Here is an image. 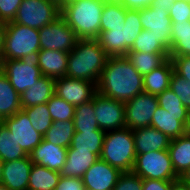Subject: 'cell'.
<instances>
[{
	"mask_svg": "<svg viewBox=\"0 0 190 190\" xmlns=\"http://www.w3.org/2000/svg\"><path fill=\"white\" fill-rule=\"evenodd\" d=\"M97 92L121 102H127L144 91L143 76L126 56H109Z\"/></svg>",
	"mask_w": 190,
	"mask_h": 190,
	"instance_id": "1",
	"label": "cell"
},
{
	"mask_svg": "<svg viewBox=\"0 0 190 190\" xmlns=\"http://www.w3.org/2000/svg\"><path fill=\"white\" fill-rule=\"evenodd\" d=\"M109 55L97 39H78L68 53L66 76L82 79L97 85Z\"/></svg>",
	"mask_w": 190,
	"mask_h": 190,
	"instance_id": "2",
	"label": "cell"
},
{
	"mask_svg": "<svg viewBox=\"0 0 190 190\" xmlns=\"http://www.w3.org/2000/svg\"><path fill=\"white\" fill-rule=\"evenodd\" d=\"M105 0H76L61 8V16L78 39H96Z\"/></svg>",
	"mask_w": 190,
	"mask_h": 190,
	"instance_id": "3",
	"label": "cell"
},
{
	"mask_svg": "<svg viewBox=\"0 0 190 190\" xmlns=\"http://www.w3.org/2000/svg\"><path fill=\"white\" fill-rule=\"evenodd\" d=\"M100 159L122 172H132L136 159L132 130L125 127L106 132Z\"/></svg>",
	"mask_w": 190,
	"mask_h": 190,
	"instance_id": "4",
	"label": "cell"
},
{
	"mask_svg": "<svg viewBox=\"0 0 190 190\" xmlns=\"http://www.w3.org/2000/svg\"><path fill=\"white\" fill-rule=\"evenodd\" d=\"M142 30L140 9H126L125 25L100 32L96 39L109 56H126Z\"/></svg>",
	"mask_w": 190,
	"mask_h": 190,
	"instance_id": "5",
	"label": "cell"
},
{
	"mask_svg": "<svg viewBox=\"0 0 190 190\" xmlns=\"http://www.w3.org/2000/svg\"><path fill=\"white\" fill-rule=\"evenodd\" d=\"M40 49L38 29L17 24L13 21L6 23L0 59L19 60L31 52L39 51Z\"/></svg>",
	"mask_w": 190,
	"mask_h": 190,
	"instance_id": "6",
	"label": "cell"
},
{
	"mask_svg": "<svg viewBox=\"0 0 190 190\" xmlns=\"http://www.w3.org/2000/svg\"><path fill=\"white\" fill-rule=\"evenodd\" d=\"M38 62V51H34L19 60L0 59V70L8 77L10 84L21 96L43 76Z\"/></svg>",
	"mask_w": 190,
	"mask_h": 190,
	"instance_id": "7",
	"label": "cell"
},
{
	"mask_svg": "<svg viewBox=\"0 0 190 190\" xmlns=\"http://www.w3.org/2000/svg\"><path fill=\"white\" fill-rule=\"evenodd\" d=\"M132 172L142 179L173 181L180 178L175 173L168 150L136 154Z\"/></svg>",
	"mask_w": 190,
	"mask_h": 190,
	"instance_id": "8",
	"label": "cell"
},
{
	"mask_svg": "<svg viewBox=\"0 0 190 190\" xmlns=\"http://www.w3.org/2000/svg\"><path fill=\"white\" fill-rule=\"evenodd\" d=\"M60 16L61 8L52 0H22L13 22L41 29Z\"/></svg>",
	"mask_w": 190,
	"mask_h": 190,
	"instance_id": "9",
	"label": "cell"
},
{
	"mask_svg": "<svg viewBox=\"0 0 190 190\" xmlns=\"http://www.w3.org/2000/svg\"><path fill=\"white\" fill-rule=\"evenodd\" d=\"M38 31L41 49L69 53L78 40L75 32L62 16L41 29H38Z\"/></svg>",
	"mask_w": 190,
	"mask_h": 190,
	"instance_id": "10",
	"label": "cell"
},
{
	"mask_svg": "<svg viewBox=\"0 0 190 190\" xmlns=\"http://www.w3.org/2000/svg\"><path fill=\"white\" fill-rule=\"evenodd\" d=\"M94 112L98 126L104 132L123 129L125 103L96 92L93 96Z\"/></svg>",
	"mask_w": 190,
	"mask_h": 190,
	"instance_id": "11",
	"label": "cell"
},
{
	"mask_svg": "<svg viewBox=\"0 0 190 190\" xmlns=\"http://www.w3.org/2000/svg\"><path fill=\"white\" fill-rule=\"evenodd\" d=\"M158 106L157 97L144 91L125 102L126 128L135 130L151 126L152 117Z\"/></svg>",
	"mask_w": 190,
	"mask_h": 190,
	"instance_id": "12",
	"label": "cell"
},
{
	"mask_svg": "<svg viewBox=\"0 0 190 190\" xmlns=\"http://www.w3.org/2000/svg\"><path fill=\"white\" fill-rule=\"evenodd\" d=\"M97 92L96 84L87 80L63 76L55 80V94L74 106L92 100Z\"/></svg>",
	"mask_w": 190,
	"mask_h": 190,
	"instance_id": "13",
	"label": "cell"
},
{
	"mask_svg": "<svg viewBox=\"0 0 190 190\" xmlns=\"http://www.w3.org/2000/svg\"><path fill=\"white\" fill-rule=\"evenodd\" d=\"M13 134L14 139L21 146V148L29 155L43 139V136L37 132L27 116V114L20 110L11 117L2 121Z\"/></svg>",
	"mask_w": 190,
	"mask_h": 190,
	"instance_id": "14",
	"label": "cell"
},
{
	"mask_svg": "<svg viewBox=\"0 0 190 190\" xmlns=\"http://www.w3.org/2000/svg\"><path fill=\"white\" fill-rule=\"evenodd\" d=\"M123 172L99 159L82 176L86 190H113Z\"/></svg>",
	"mask_w": 190,
	"mask_h": 190,
	"instance_id": "15",
	"label": "cell"
},
{
	"mask_svg": "<svg viewBox=\"0 0 190 190\" xmlns=\"http://www.w3.org/2000/svg\"><path fill=\"white\" fill-rule=\"evenodd\" d=\"M140 20L144 30L152 31L169 49L171 48L172 20L169 11L148 6L140 9Z\"/></svg>",
	"mask_w": 190,
	"mask_h": 190,
	"instance_id": "16",
	"label": "cell"
},
{
	"mask_svg": "<svg viewBox=\"0 0 190 190\" xmlns=\"http://www.w3.org/2000/svg\"><path fill=\"white\" fill-rule=\"evenodd\" d=\"M33 166L29 155L22 159L3 163L0 184L8 190H28L30 171Z\"/></svg>",
	"mask_w": 190,
	"mask_h": 190,
	"instance_id": "17",
	"label": "cell"
},
{
	"mask_svg": "<svg viewBox=\"0 0 190 190\" xmlns=\"http://www.w3.org/2000/svg\"><path fill=\"white\" fill-rule=\"evenodd\" d=\"M67 149L42 139L40 144L30 152L29 157L33 164L60 172L67 159Z\"/></svg>",
	"mask_w": 190,
	"mask_h": 190,
	"instance_id": "18",
	"label": "cell"
},
{
	"mask_svg": "<svg viewBox=\"0 0 190 190\" xmlns=\"http://www.w3.org/2000/svg\"><path fill=\"white\" fill-rule=\"evenodd\" d=\"M136 154L168 150L171 139L151 126L132 130Z\"/></svg>",
	"mask_w": 190,
	"mask_h": 190,
	"instance_id": "19",
	"label": "cell"
},
{
	"mask_svg": "<svg viewBox=\"0 0 190 190\" xmlns=\"http://www.w3.org/2000/svg\"><path fill=\"white\" fill-rule=\"evenodd\" d=\"M38 55V67L40 68L42 75L55 80L66 76L68 64L67 52L40 49Z\"/></svg>",
	"mask_w": 190,
	"mask_h": 190,
	"instance_id": "20",
	"label": "cell"
},
{
	"mask_svg": "<svg viewBox=\"0 0 190 190\" xmlns=\"http://www.w3.org/2000/svg\"><path fill=\"white\" fill-rule=\"evenodd\" d=\"M100 158L90 151L67 149V159L60 171L64 177L82 178L89 167Z\"/></svg>",
	"mask_w": 190,
	"mask_h": 190,
	"instance_id": "21",
	"label": "cell"
},
{
	"mask_svg": "<svg viewBox=\"0 0 190 190\" xmlns=\"http://www.w3.org/2000/svg\"><path fill=\"white\" fill-rule=\"evenodd\" d=\"M188 115L172 114L158 106L151 120V127L158 129L170 139L184 134V124Z\"/></svg>",
	"mask_w": 190,
	"mask_h": 190,
	"instance_id": "22",
	"label": "cell"
},
{
	"mask_svg": "<svg viewBox=\"0 0 190 190\" xmlns=\"http://www.w3.org/2000/svg\"><path fill=\"white\" fill-rule=\"evenodd\" d=\"M55 94V79L41 76L33 86L25 90L21 95V107L45 104Z\"/></svg>",
	"mask_w": 190,
	"mask_h": 190,
	"instance_id": "23",
	"label": "cell"
},
{
	"mask_svg": "<svg viewBox=\"0 0 190 190\" xmlns=\"http://www.w3.org/2000/svg\"><path fill=\"white\" fill-rule=\"evenodd\" d=\"M174 71L172 60L169 58L162 66L143 76L144 92L159 95L169 89Z\"/></svg>",
	"mask_w": 190,
	"mask_h": 190,
	"instance_id": "24",
	"label": "cell"
},
{
	"mask_svg": "<svg viewBox=\"0 0 190 190\" xmlns=\"http://www.w3.org/2000/svg\"><path fill=\"white\" fill-rule=\"evenodd\" d=\"M22 110L21 96L0 70V122Z\"/></svg>",
	"mask_w": 190,
	"mask_h": 190,
	"instance_id": "25",
	"label": "cell"
},
{
	"mask_svg": "<svg viewBox=\"0 0 190 190\" xmlns=\"http://www.w3.org/2000/svg\"><path fill=\"white\" fill-rule=\"evenodd\" d=\"M168 152L175 173L180 177L190 167V139L184 135L171 139Z\"/></svg>",
	"mask_w": 190,
	"mask_h": 190,
	"instance_id": "26",
	"label": "cell"
},
{
	"mask_svg": "<svg viewBox=\"0 0 190 190\" xmlns=\"http://www.w3.org/2000/svg\"><path fill=\"white\" fill-rule=\"evenodd\" d=\"M126 57L142 76L162 66L170 57L169 53H146L129 51Z\"/></svg>",
	"mask_w": 190,
	"mask_h": 190,
	"instance_id": "27",
	"label": "cell"
},
{
	"mask_svg": "<svg viewBox=\"0 0 190 190\" xmlns=\"http://www.w3.org/2000/svg\"><path fill=\"white\" fill-rule=\"evenodd\" d=\"M60 177L58 171L33 164L28 181V190H54Z\"/></svg>",
	"mask_w": 190,
	"mask_h": 190,
	"instance_id": "28",
	"label": "cell"
},
{
	"mask_svg": "<svg viewBox=\"0 0 190 190\" xmlns=\"http://www.w3.org/2000/svg\"><path fill=\"white\" fill-rule=\"evenodd\" d=\"M169 56H190V22H172Z\"/></svg>",
	"mask_w": 190,
	"mask_h": 190,
	"instance_id": "29",
	"label": "cell"
},
{
	"mask_svg": "<svg viewBox=\"0 0 190 190\" xmlns=\"http://www.w3.org/2000/svg\"><path fill=\"white\" fill-rule=\"evenodd\" d=\"M105 134L106 132L104 131L75 132L72 138L71 147L74 150L90 151V153H94L100 158Z\"/></svg>",
	"mask_w": 190,
	"mask_h": 190,
	"instance_id": "30",
	"label": "cell"
},
{
	"mask_svg": "<svg viewBox=\"0 0 190 190\" xmlns=\"http://www.w3.org/2000/svg\"><path fill=\"white\" fill-rule=\"evenodd\" d=\"M74 134L73 120L53 121L51 127L43 135V139L54 145L69 148Z\"/></svg>",
	"mask_w": 190,
	"mask_h": 190,
	"instance_id": "31",
	"label": "cell"
},
{
	"mask_svg": "<svg viewBox=\"0 0 190 190\" xmlns=\"http://www.w3.org/2000/svg\"><path fill=\"white\" fill-rule=\"evenodd\" d=\"M73 121L75 132L103 131L99 128L95 117L93 98L86 103L75 106Z\"/></svg>",
	"mask_w": 190,
	"mask_h": 190,
	"instance_id": "32",
	"label": "cell"
},
{
	"mask_svg": "<svg viewBox=\"0 0 190 190\" xmlns=\"http://www.w3.org/2000/svg\"><path fill=\"white\" fill-rule=\"evenodd\" d=\"M13 136L5 124L0 122V159L3 162L22 159L28 156Z\"/></svg>",
	"mask_w": 190,
	"mask_h": 190,
	"instance_id": "33",
	"label": "cell"
},
{
	"mask_svg": "<svg viewBox=\"0 0 190 190\" xmlns=\"http://www.w3.org/2000/svg\"><path fill=\"white\" fill-rule=\"evenodd\" d=\"M126 8L120 2H106L102 10L100 32L125 25Z\"/></svg>",
	"mask_w": 190,
	"mask_h": 190,
	"instance_id": "34",
	"label": "cell"
},
{
	"mask_svg": "<svg viewBox=\"0 0 190 190\" xmlns=\"http://www.w3.org/2000/svg\"><path fill=\"white\" fill-rule=\"evenodd\" d=\"M130 51L169 53L170 49L157 36H155L152 31L143 29L135 39Z\"/></svg>",
	"mask_w": 190,
	"mask_h": 190,
	"instance_id": "35",
	"label": "cell"
},
{
	"mask_svg": "<svg viewBox=\"0 0 190 190\" xmlns=\"http://www.w3.org/2000/svg\"><path fill=\"white\" fill-rule=\"evenodd\" d=\"M22 110L27 114L32 127L42 136L51 127L53 120L46 103L29 108H22Z\"/></svg>",
	"mask_w": 190,
	"mask_h": 190,
	"instance_id": "36",
	"label": "cell"
},
{
	"mask_svg": "<svg viewBox=\"0 0 190 190\" xmlns=\"http://www.w3.org/2000/svg\"><path fill=\"white\" fill-rule=\"evenodd\" d=\"M47 106L53 121L73 120L75 106L54 94L48 101Z\"/></svg>",
	"mask_w": 190,
	"mask_h": 190,
	"instance_id": "37",
	"label": "cell"
},
{
	"mask_svg": "<svg viewBox=\"0 0 190 190\" xmlns=\"http://www.w3.org/2000/svg\"><path fill=\"white\" fill-rule=\"evenodd\" d=\"M158 105L172 114L188 115L189 110L183 106L180 99L176 94L170 90H164L161 94L157 95Z\"/></svg>",
	"mask_w": 190,
	"mask_h": 190,
	"instance_id": "38",
	"label": "cell"
},
{
	"mask_svg": "<svg viewBox=\"0 0 190 190\" xmlns=\"http://www.w3.org/2000/svg\"><path fill=\"white\" fill-rule=\"evenodd\" d=\"M169 89L176 94L183 106L190 112V81L173 71Z\"/></svg>",
	"mask_w": 190,
	"mask_h": 190,
	"instance_id": "39",
	"label": "cell"
},
{
	"mask_svg": "<svg viewBox=\"0 0 190 190\" xmlns=\"http://www.w3.org/2000/svg\"><path fill=\"white\" fill-rule=\"evenodd\" d=\"M143 179L133 172H123L113 190H142Z\"/></svg>",
	"mask_w": 190,
	"mask_h": 190,
	"instance_id": "40",
	"label": "cell"
},
{
	"mask_svg": "<svg viewBox=\"0 0 190 190\" xmlns=\"http://www.w3.org/2000/svg\"><path fill=\"white\" fill-rule=\"evenodd\" d=\"M190 1L175 0L169 10V17L172 22H189Z\"/></svg>",
	"mask_w": 190,
	"mask_h": 190,
	"instance_id": "41",
	"label": "cell"
},
{
	"mask_svg": "<svg viewBox=\"0 0 190 190\" xmlns=\"http://www.w3.org/2000/svg\"><path fill=\"white\" fill-rule=\"evenodd\" d=\"M21 3L22 0H0V21L12 22Z\"/></svg>",
	"mask_w": 190,
	"mask_h": 190,
	"instance_id": "42",
	"label": "cell"
},
{
	"mask_svg": "<svg viewBox=\"0 0 190 190\" xmlns=\"http://www.w3.org/2000/svg\"><path fill=\"white\" fill-rule=\"evenodd\" d=\"M172 60L174 71L190 81V56H169Z\"/></svg>",
	"mask_w": 190,
	"mask_h": 190,
	"instance_id": "43",
	"label": "cell"
},
{
	"mask_svg": "<svg viewBox=\"0 0 190 190\" xmlns=\"http://www.w3.org/2000/svg\"><path fill=\"white\" fill-rule=\"evenodd\" d=\"M54 190H86L82 178L61 176Z\"/></svg>",
	"mask_w": 190,
	"mask_h": 190,
	"instance_id": "44",
	"label": "cell"
},
{
	"mask_svg": "<svg viewBox=\"0 0 190 190\" xmlns=\"http://www.w3.org/2000/svg\"><path fill=\"white\" fill-rule=\"evenodd\" d=\"M172 181L143 179L142 190H170Z\"/></svg>",
	"mask_w": 190,
	"mask_h": 190,
	"instance_id": "45",
	"label": "cell"
},
{
	"mask_svg": "<svg viewBox=\"0 0 190 190\" xmlns=\"http://www.w3.org/2000/svg\"><path fill=\"white\" fill-rule=\"evenodd\" d=\"M154 0H123L122 5L126 9L139 10L148 7Z\"/></svg>",
	"mask_w": 190,
	"mask_h": 190,
	"instance_id": "46",
	"label": "cell"
},
{
	"mask_svg": "<svg viewBox=\"0 0 190 190\" xmlns=\"http://www.w3.org/2000/svg\"><path fill=\"white\" fill-rule=\"evenodd\" d=\"M175 0H154L150 5L152 8H162L164 11H169Z\"/></svg>",
	"mask_w": 190,
	"mask_h": 190,
	"instance_id": "47",
	"label": "cell"
},
{
	"mask_svg": "<svg viewBox=\"0 0 190 190\" xmlns=\"http://www.w3.org/2000/svg\"><path fill=\"white\" fill-rule=\"evenodd\" d=\"M170 190H190V187L181 178H178L172 181Z\"/></svg>",
	"mask_w": 190,
	"mask_h": 190,
	"instance_id": "48",
	"label": "cell"
},
{
	"mask_svg": "<svg viewBox=\"0 0 190 190\" xmlns=\"http://www.w3.org/2000/svg\"><path fill=\"white\" fill-rule=\"evenodd\" d=\"M5 29H6V23L0 21V53H1L2 48H3Z\"/></svg>",
	"mask_w": 190,
	"mask_h": 190,
	"instance_id": "49",
	"label": "cell"
},
{
	"mask_svg": "<svg viewBox=\"0 0 190 190\" xmlns=\"http://www.w3.org/2000/svg\"><path fill=\"white\" fill-rule=\"evenodd\" d=\"M185 137L190 139V112L188 114V118L185 121L184 124V134Z\"/></svg>",
	"mask_w": 190,
	"mask_h": 190,
	"instance_id": "50",
	"label": "cell"
},
{
	"mask_svg": "<svg viewBox=\"0 0 190 190\" xmlns=\"http://www.w3.org/2000/svg\"><path fill=\"white\" fill-rule=\"evenodd\" d=\"M180 178L190 187V167L180 176Z\"/></svg>",
	"mask_w": 190,
	"mask_h": 190,
	"instance_id": "51",
	"label": "cell"
},
{
	"mask_svg": "<svg viewBox=\"0 0 190 190\" xmlns=\"http://www.w3.org/2000/svg\"><path fill=\"white\" fill-rule=\"evenodd\" d=\"M54 3H56L60 8L64 7L66 4L71 3L76 0H52Z\"/></svg>",
	"mask_w": 190,
	"mask_h": 190,
	"instance_id": "52",
	"label": "cell"
},
{
	"mask_svg": "<svg viewBox=\"0 0 190 190\" xmlns=\"http://www.w3.org/2000/svg\"><path fill=\"white\" fill-rule=\"evenodd\" d=\"M3 163L4 162L0 159V182H1V179H2Z\"/></svg>",
	"mask_w": 190,
	"mask_h": 190,
	"instance_id": "53",
	"label": "cell"
},
{
	"mask_svg": "<svg viewBox=\"0 0 190 190\" xmlns=\"http://www.w3.org/2000/svg\"><path fill=\"white\" fill-rule=\"evenodd\" d=\"M106 2H120L122 3L123 0H105Z\"/></svg>",
	"mask_w": 190,
	"mask_h": 190,
	"instance_id": "54",
	"label": "cell"
},
{
	"mask_svg": "<svg viewBox=\"0 0 190 190\" xmlns=\"http://www.w3.org/2000/svg\"><path fill=\"white\" fill-rule=\"evenodd\" d=\"M0 190H8L4 185L0 184Z\"/></svg>",
	"mask_w": 190,
	"mask_h": 190,
	"instance_id": "55",
	"label": "cell"
}]
</instances>
